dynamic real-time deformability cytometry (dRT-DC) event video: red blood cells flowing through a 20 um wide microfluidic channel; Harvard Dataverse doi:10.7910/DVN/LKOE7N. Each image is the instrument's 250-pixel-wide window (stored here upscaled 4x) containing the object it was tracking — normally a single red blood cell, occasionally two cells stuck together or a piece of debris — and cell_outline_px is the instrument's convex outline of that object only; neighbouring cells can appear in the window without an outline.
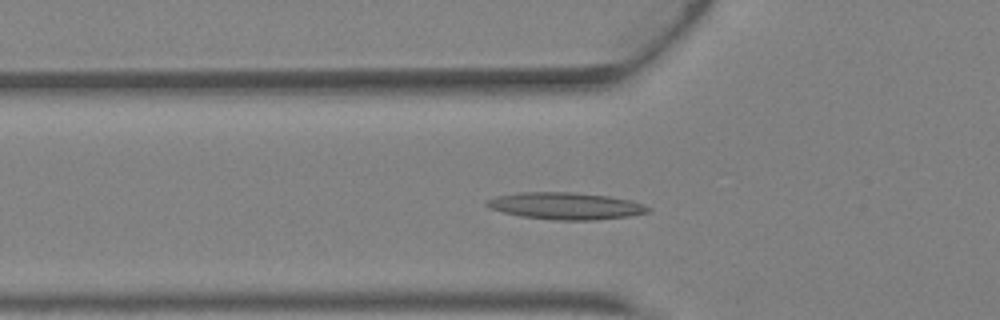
{"species": "Egyptian fruit bat (a non-hibernating species)", "species_latin": "Rousettus aegyptiacus", "temperature_condition": "warm", "stored_images_in_passage": 33, "camera_frame_rate_fps": 3000, "um_per_image_px": 0.085, "animal": {"sex": "female"}, "frame": {"image": 1, "passage_image": 5, "time_ms": 1.333, "image_size_px": [1000, 320], "cell_outline_px": [[652, 208], [648, 212], [628, 216], [596, 220], [556, 220], [520, 216], [504, 212], [492, 208], [484, 204], [484, 200], [496, 196], [520, 192], [572, 192], [608, 196], [628, 200], [644, 204]], "centroid_in_image_um": [48.06, 17.5], "position_along_channel_um": 77.7, "area_um2": 25.26}}
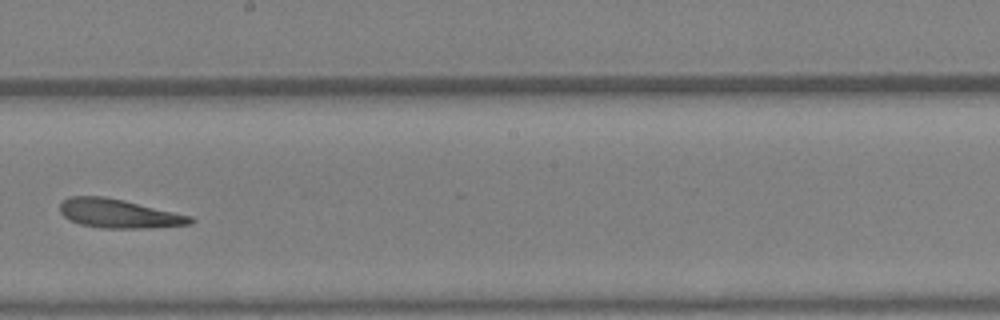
{"frame": {"image": 2, "passage_image": 15, "time_ms": 4.667, "image_size_px": [1000, 320], "cell_outline_px": [[196, 220], [192, 224], [152, 228], [104, 228], [80, 224], [64, 216], [60, 212], [60, 204], [68, 196], [104, 196], [124, 200], [192, 216]], "centroid_in_image_um": [10.14, 18.15], "position_along_channel_um": 238.1, "area_um2": 21.96}}
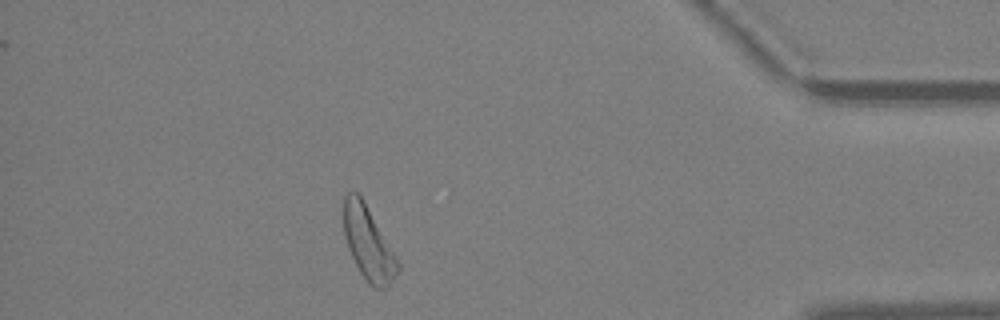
{"frame": {"image": 3, "passage_image": 28, "time_ms": 9.0, "image_size_px": [1000, 320], "cell_outline_px": [[400, 272], [388, 288], [372, 288], [368, 284], [360, 272], [348, 248], [344, 236], [344, 192], [352, 188], [364, 200], [400, 264]], "centroid_in_image_um": [31.31, 20.69], "position_along_channel_um": 403.9, "area_um2": 23.29}}